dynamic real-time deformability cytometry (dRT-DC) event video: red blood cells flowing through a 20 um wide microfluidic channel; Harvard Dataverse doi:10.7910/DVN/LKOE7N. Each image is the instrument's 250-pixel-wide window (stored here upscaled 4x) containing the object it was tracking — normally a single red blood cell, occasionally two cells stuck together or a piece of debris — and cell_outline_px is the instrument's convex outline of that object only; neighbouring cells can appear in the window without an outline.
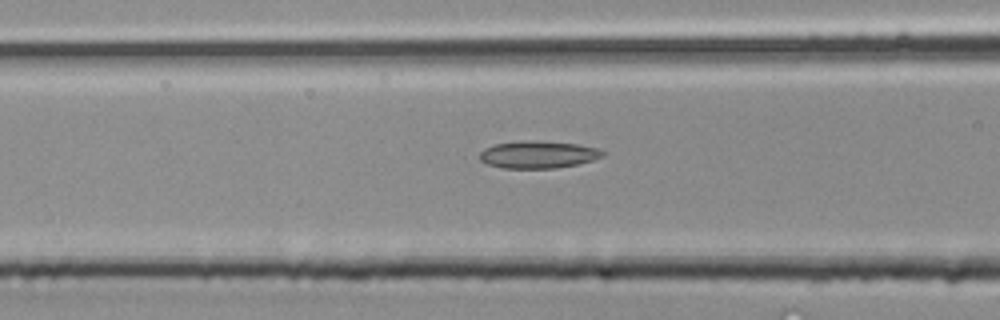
{"species": "common noctule bat (a hibernating species)", "species_latin": "Nyctalus noctula", "temperature_condition": "room temperature", "stored_images_in_passage": 6, "camera_frame_rate_fps": 3000, "um_per_image_px": 0.085, "animal": {"sex": "male", "body_mass_g": 20.4}, "frame": {"image": 1, "passage_image": 4, "time_ms": 1.0, "image_size_px": [1000, 320], "cell_outline_px": [[604, 156], [592, 160], [576, 164], [556, 168], [504, 168], [488, 164], [480, 160], [480, 152], [484, 148], [496, 144], [524, 140], [576, 144], [596, 148], [604, 152]], "centroid_in_image_um": [45.71, 13.14], "position_along_channel_um": 120.9, "area_um2": 19.25}}